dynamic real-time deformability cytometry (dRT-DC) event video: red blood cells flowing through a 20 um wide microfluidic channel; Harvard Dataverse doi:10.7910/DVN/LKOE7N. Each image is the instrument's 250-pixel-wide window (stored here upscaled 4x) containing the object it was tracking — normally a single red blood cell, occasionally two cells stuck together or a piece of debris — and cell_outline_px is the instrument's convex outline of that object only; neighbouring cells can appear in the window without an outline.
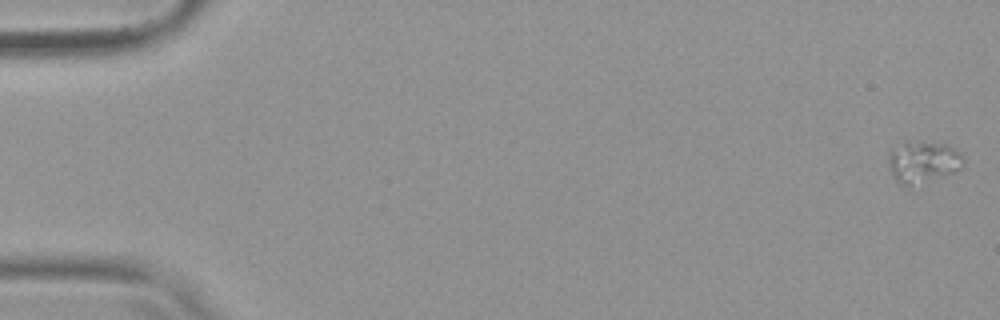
{"species": "common noctule bat (a hibernating species)", "species_latin": "Nyctalus noctula", "temperature_condition": "warm", "stored_images_in_passage": 54, "camera_frame_rate_fps": 3000, "um_per_image_px": 0.085, "animal": {"sex": "female", "body_mass_g": 19.9}, "frame": {"image": 1, "passage_image": 1, "time_ms": 0.0, "image_size_px": [1000, 320], "cell_outline_px": [[964, 160], [960, 168], [912, 192], [900, 184], [892, 176], [888, 164], [888, 156], [904, 140], [908, 140], [948, 144], [960, 152], [964, 156]], "centroid_in_image_um": [78.44, 13.85], "position_along_channel_um": 6.6, "area_um2": 19.31}}
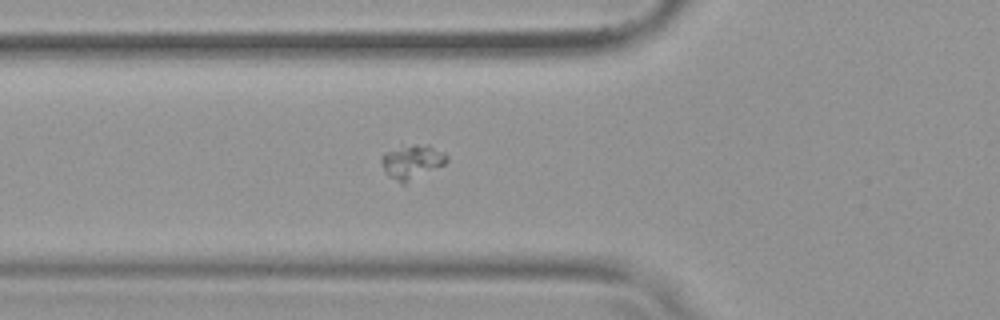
{"frame": {"image": 2, "passage_image": 20, "time_ms": 6.333, "image_size_px": [1000, 320], "cell_outline_px": [[448, 160], [444, 164], [404, 184], [400, 184], [388, 176], [380, 164], [380, 156], [384, 152], [400, 144], [428, 144], [444, 152], [448, 156]], "centroid_in_image_um": [34.96, 13.71], "position_along_channel_um": 90.8, "area_um2": 13.47}}
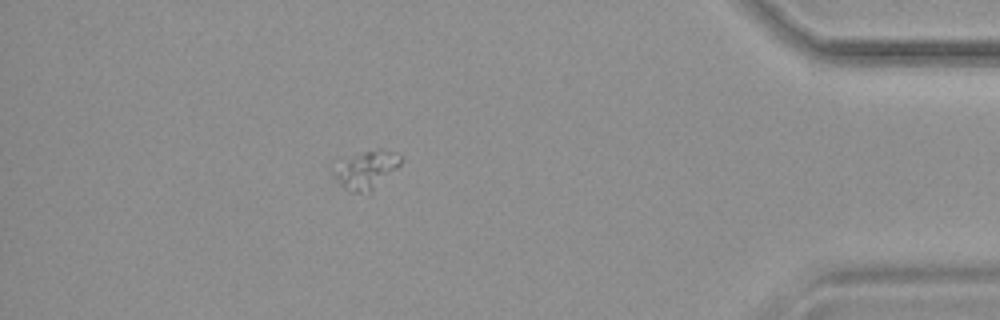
{"frame": {"image": 3, "passage_image": 48, "time_ms": 15.667, "image_size_px": [1000, 320], "cell_outline_px": [[404, 160], [396, 168], [372, 188], [360, 192], [352, 192], [344, 188], [340, 184], [336, 176], [336, 172], [364, 152], [380, 148], [400, 156]], "centroid_in_image_um": [31.27, 14.44], "position_along_channel_um": 403.9, "area_um2": 12.83}}